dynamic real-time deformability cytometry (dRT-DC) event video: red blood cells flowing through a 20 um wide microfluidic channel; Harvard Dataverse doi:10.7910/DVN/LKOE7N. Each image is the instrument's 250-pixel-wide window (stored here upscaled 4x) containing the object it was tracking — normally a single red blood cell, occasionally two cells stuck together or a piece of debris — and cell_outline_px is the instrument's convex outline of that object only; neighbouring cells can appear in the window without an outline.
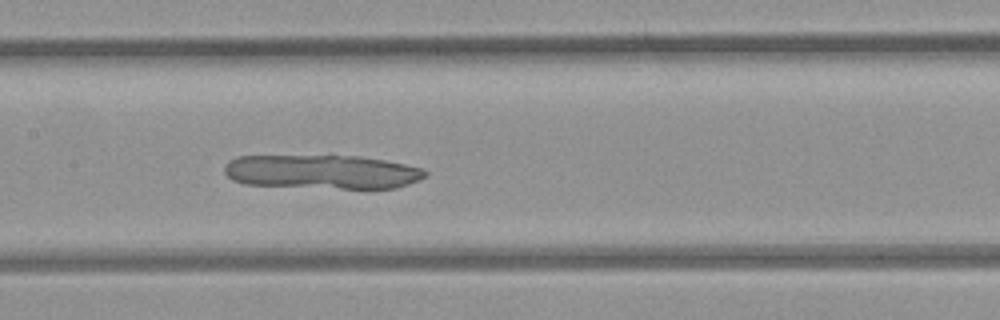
{"species": "common noctule bat (a hibernating species)", "species_latin": "Nyctalus noctula", "temperature_condition": "room temperature", "stored_images_in_passage": 45, "camera_frame_rate_fps": 3000, "um_per_image_px": 0.085, "animal": {"sex": "female", "body_mass_g": 21.9}, "frame": {"image": 1, "passage_image": 17, "time_ms": 5.333, "image_size_px": [1000, 320], "cell_outline_px": [[428, 176], [420, 180], [396, 188], [340, 188], [244, 184], [232, 180], [224, 172], [224, 164], [228, 160], [236, 156], [360, 156], [384, 160], [424, 168], [428, 172]], "centroid_in_image_um": [27.39, 14.6], "position_along_channel_um": 180.0, "area_um2": 39.94}}